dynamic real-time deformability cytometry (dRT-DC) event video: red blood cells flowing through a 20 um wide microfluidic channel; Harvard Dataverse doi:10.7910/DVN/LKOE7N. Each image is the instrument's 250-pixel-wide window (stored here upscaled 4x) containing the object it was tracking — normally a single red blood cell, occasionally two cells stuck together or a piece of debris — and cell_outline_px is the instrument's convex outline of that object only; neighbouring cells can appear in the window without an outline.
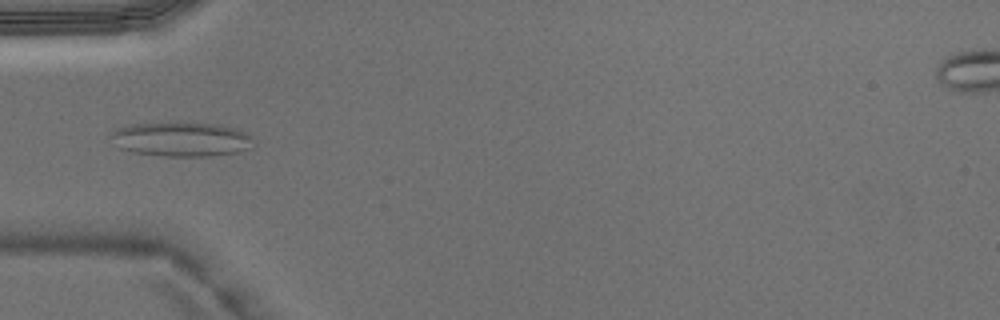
{"species": "Egyptian fruit bat (a non-hibernating species)", "species_latin": "Rousettus aegyptiacus", "temperature_condition": "warm", "stored_images_in_passage": 5, "camera_frame_rate_fps": 3000, "um_per_image_px": 0.085, "animal": {"sex": "male"}, "frame": {"image": 1, "passage_image": 5, "time_ms": 1.333, "image_size_px": [1000, 320], "cell_outline_px": [[252, 148], [236, 152], [212, 156], [164, 156], [132, 152], [116, 148], [108, 136], [116, 128], [132, 124], [220, 124], [236, 128], [248, 132], [252, 136]], "centroid_in_image_um": [15.39, 11.86], "position_along_channel_um": 69.6, "area_um2": 28.55}}